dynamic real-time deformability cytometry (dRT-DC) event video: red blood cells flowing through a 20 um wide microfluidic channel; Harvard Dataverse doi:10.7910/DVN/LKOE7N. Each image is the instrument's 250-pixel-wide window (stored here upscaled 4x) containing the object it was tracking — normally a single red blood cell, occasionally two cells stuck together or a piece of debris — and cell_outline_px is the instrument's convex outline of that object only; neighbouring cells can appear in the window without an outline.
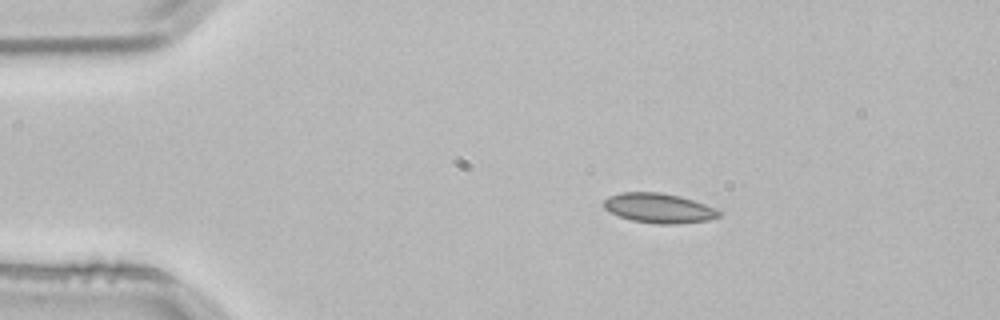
{"species": "common noctule bat (a hibernating species)", "species_latin": "Nyctalus noctula", "temperature_condition": "room temperature", "stored_images_in_passage": 2, "camera_frame_rate_fps": 3000, "um_per_image_px": 0.085, "animal": {"sex": "male", "body_mass_g": 21.5, "forearm_length_mm": 52.0}, "frame": {"image": 1, "passage_image": 1, "time_ms": 0.0, "image_size_px": [1000, 320], "cell_outline_px": [[724, 212], [720, 216], [708, 220], [680, 224], [660, 224], [632, 220], [620, 216], [604, 208], [604, 200], [608, 196], [620, 192], [660, 192], [680, 196], [716, 208]], "centroid_in_image_um": [56.04, 17.69], "position_along_channel_um": 29.0, "area_um2": 19.94}}